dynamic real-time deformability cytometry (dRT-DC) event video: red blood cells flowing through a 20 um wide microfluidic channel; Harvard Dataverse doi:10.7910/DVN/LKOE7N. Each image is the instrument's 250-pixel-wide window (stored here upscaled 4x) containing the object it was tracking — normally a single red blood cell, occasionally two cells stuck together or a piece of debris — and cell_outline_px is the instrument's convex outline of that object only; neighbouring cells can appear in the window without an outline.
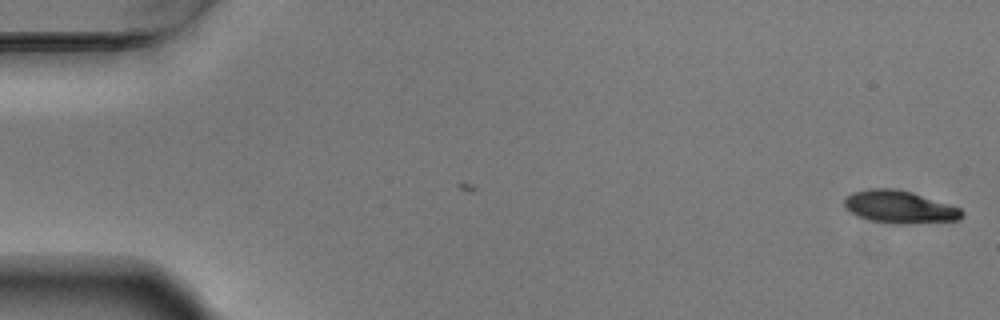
{"species": "Egyptian fruit bat (a non-hibernating species)", "species_latin": "Rousettus aegyptiacus", "temperature_condition": "warm", "stored_images_in_passage": 54, "camera_frame_rate_fps": 3000, "um_per_image_px": 0.085, "animal": {"sex": "male"}, "frame": {"image": 1, "passage_image": 1, "time_ms": 0.0, "image_size_px": [1000, 320], "cell_outline_px": [[964, 216], [960, 220], [908, 224], [888, 224], [872, 220], [860, 216], [852, 212], [844, 204], [844, 200], [852, 192], [872, 188], [896, 188], [912, 192], [960, 208], [964, 212]], "centroid_in_image_um": [76.51, 17.6], "position_along_channel_um": 8.5, "area_um2": 22.25}}
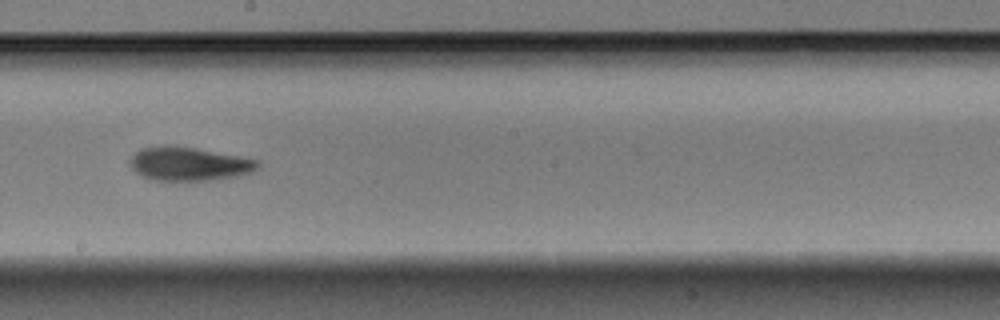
{"frame": {"image": 2, "passage_image": 31, "time_ms": 10.0, "image_size_px": [1000, 320], "cell_outline_px": [[260, 168], [252, 172], [236, 176], [208, 180], [156, 180], [144, 176], [136, 172], [132, 168], [128, 160], [136, 152], [144, 148], [164, 144], [176, 144], [240, 156], [260, 160]], "centroid_in_image_um": [16.09, 13.9], "position_along_channel_um": 232.1, "area_um2": 25.26}}
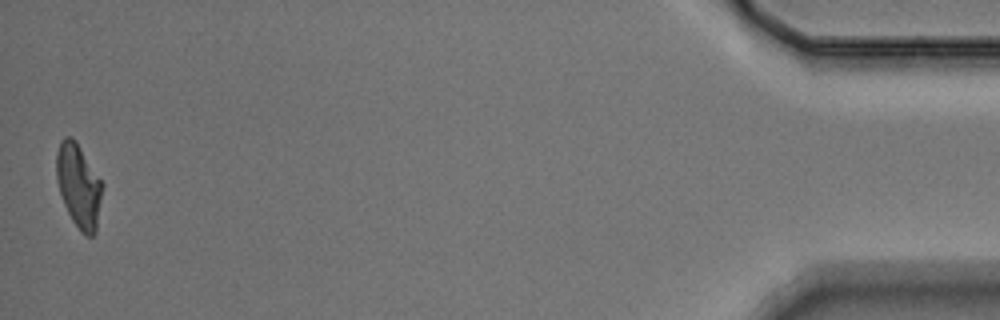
{"frame": {"image": 3, "passage_image": 54, "time_ms": 17.667, "image_size_px": [1000, 320], "cell_outline_px": [[104, 184], [96, 232], [92, 236], [84, 236], [80, 232], [72, 220], [64, 204], [56, 180], [56, 152], [60, 140], [64, 136], [72, 136], [76, 140]], "centroid_in_image_um": [6.69, 15.78], "position_along_channel_um": 428.5, "area_um2": 22.77}, "authors_computed_cell_mechanics": {"area_um2": 23.4379, "velocity_mm_per_s": 3.7218, "shape_relaxation_time_tau1_ms": 4.3406, "shape_relaxation_time_tau2_ms": 8.7861, "deformation_change_tau1": 0.1544, "deformation_change_tau2": 0.1578}}